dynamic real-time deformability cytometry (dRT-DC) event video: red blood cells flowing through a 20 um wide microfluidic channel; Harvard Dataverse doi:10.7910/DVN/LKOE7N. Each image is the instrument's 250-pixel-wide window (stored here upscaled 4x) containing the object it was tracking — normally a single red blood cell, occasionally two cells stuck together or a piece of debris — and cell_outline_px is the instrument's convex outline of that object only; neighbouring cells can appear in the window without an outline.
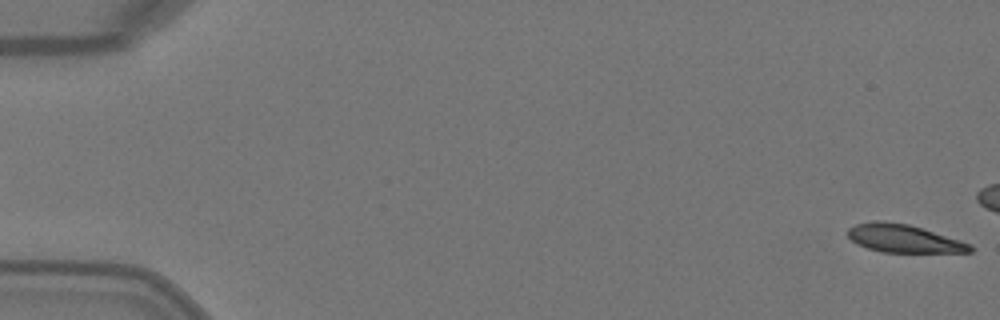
{"species": "Egyptian fruit bat (a non-hibernating species)", "species_latin": "Rousettus aegyptiacus", "temperature_condition": "warm", "stored_images_in_passage": 6, "camera_frame_rate_fps": 3000, "um_per_image_px": 0.085, "animal": {"sex": "female"}, "frame": {"image": 1, "passage_image": 6, "time_ms": 1.667, "image_size_px": [1000, 320], "cell_outline_px": [[976, 248], [972, 252], [880, 252], [856, 244], [848, 236], [848, 228], [856, 224], [872, 220], [880, 220], [908, 224], [960, 240], [972, 244]], "centroid_in_image_um": [76.82, 20.27], "position_along_channel_um": 8.2, "area_um2": 20.0}}